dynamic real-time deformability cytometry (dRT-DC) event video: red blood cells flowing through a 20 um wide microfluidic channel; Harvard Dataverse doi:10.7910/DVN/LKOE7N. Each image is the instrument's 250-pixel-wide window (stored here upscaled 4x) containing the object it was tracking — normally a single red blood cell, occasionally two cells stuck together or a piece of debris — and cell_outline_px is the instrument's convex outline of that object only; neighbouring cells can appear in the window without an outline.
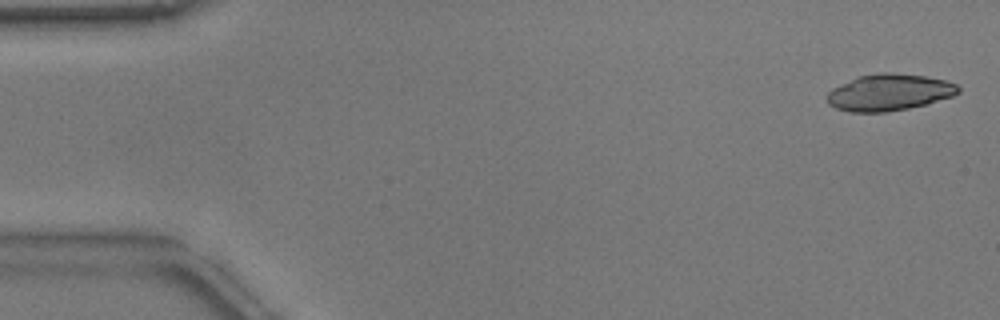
{"species": "common noctule bat (a hibernating species)", "species_latin": "Nyctalus noctula", "temperature_condition": "warm", "stored_images_in_passage": 39, "camera_frame_rate_fps": 3000, "um_per_image_px": 0.085, "animal": {"sex": "male", "body_mass_g": 17.9}, "frame": {"image": 1, "passage_image": 2, "time_ms": 0.333, "image_size_px": [1000, 320], "cell_outline_px": [[960, 92], [952, 96], [928, 104], [888, 112], [848, 112], [836, 108], [828, 104], [828, 92], [832, 88], [860, 76], [880, 72], [888, 72], [924, 76], [944, 80], [956, 84], [960, 88]], "centroid_in_image_um": [75.59, 7.86], "position_along_channel_um": 9.4, "area_um2": 27.86}}
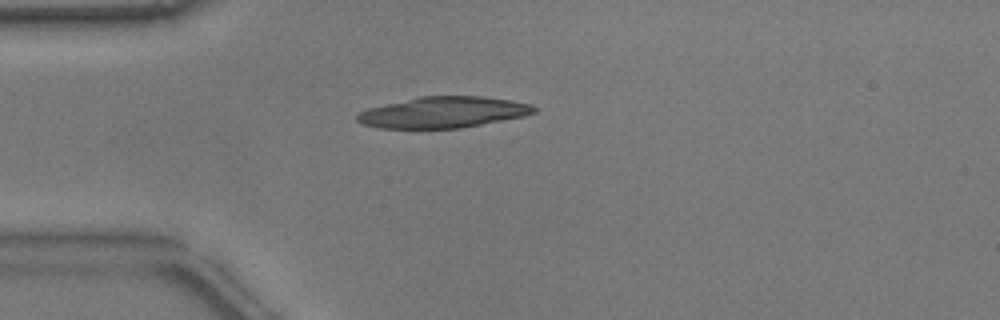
{"frame": {"image": 2, "passage_image": 14, "time_ms": 4.333, "image_size_px": [1000, 320], "cell_outline_px": [[536, 112], [524, 116], [460, 128], [380, 128], [364, 124], [356, 120], [356, 116], [360, 112], [368, 108], [420, 96], [480, 96], [512, 100], [532, 104], [536, 108]], "centroid_in_image_um": [37.69, 9.54], "position_along_channel_um": 47.3, "area_um2": 31.85}}